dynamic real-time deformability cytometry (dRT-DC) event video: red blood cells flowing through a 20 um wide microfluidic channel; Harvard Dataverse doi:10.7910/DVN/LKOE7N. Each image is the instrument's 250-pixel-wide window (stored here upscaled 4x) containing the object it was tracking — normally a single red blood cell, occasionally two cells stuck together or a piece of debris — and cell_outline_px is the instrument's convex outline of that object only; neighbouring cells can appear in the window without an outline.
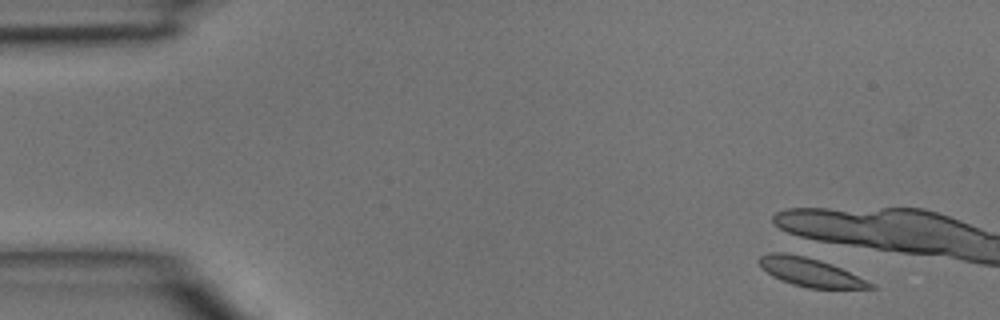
{"species": "common noctule bat (a hibernating species)", "species_latin": "Nyctalus noctula", "temperature_condition": "room temperature", "stored_images_in_passage": 5, "camera_frame_rate_fps": 3000, "um_per_image_px": 0.085, "animal": {"sex": "male", "body_mass_g": 15.6}, "frame": {"image": 1, "passage_image": 1, "time_ms": 0.0, "image_size_px": [1000, 320], "cell_outline_px": [[876, 288], [808, 288], [792, 284], [780, 280], [772, 276], [760, 268], [756, 260], [760, 256], [768, 252], [784, 252], [804, 256], [820, 260], [832, 264], [876, 284]], "centroid_in_image_um": [68.81, 23.12], "position_along_channel_um": 16.2, "area_um2": 18.67}}
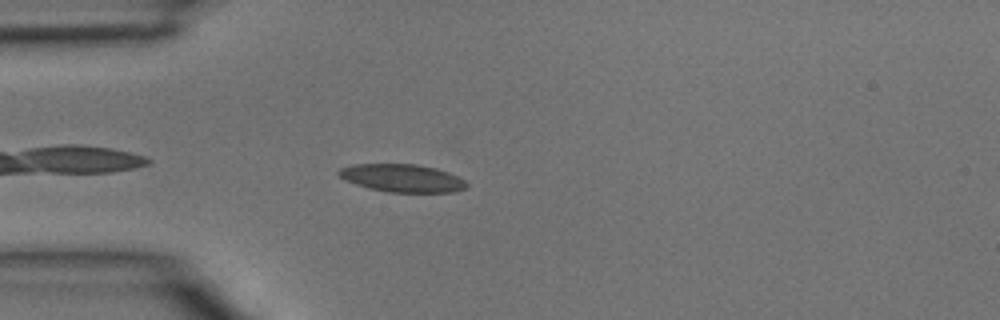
{"frame": {"image": 2, "passage_image": 5, "time_ms": 1.333, "image_size_px": [1000, 320], "cell_outline_px": [[468, 184], [464, 188], [452, 192], [388, 192], [356, 184], [344, 180], [336, 172], [340, 168], [352, 164], [416, 164], [436, 168], [448, 172], [464, 180]], "centroid_in_image_um": [34.16, 15.13], "position_along_channel_um": 50.8, "area_um2": 20.58}}